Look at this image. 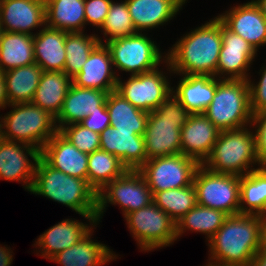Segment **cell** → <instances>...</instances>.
<instances>
[{"label":"cell","instance_id":"6","mask_svg":"<svg viewBox=\"0 0 266 266\" xmlns=\"http://www.w3.org/2000/svg\"><path fill=\"white\" fill-rule=\"evenodd\" d=\"M12 110L1 115L4 140L27 144L38 150L56 134L59 129L56 117L32 102L12 104Z\"/></svg>","mask_w":266,"mask_h":266},{"label":"cell","instance_id":"15","mask_svg":"<svg viewBox=\"0 0 266 266\" xmlns=\"http://www.w3.org/2000/svg\"><path fill=\"white\" fill-rule=\"evenodd\" d=\"M39 158L40 150L27 144L2 139L0 141V179L23 182L22 186L30 192Z\"/></svg>","mask_w":266,"mask_h":266},{"label":"cell","instance_id":"30","mask_svg":"<svg viewBox=\"0 0 266 266\" xmlns=\"http://www.w3.org/2000/svg\"><path fill=\"white\" fill-rule=\"evenodd\" d=\"M46 26L68 33L85 32V0H45Z\"/></svg>","mask_w":266,"mask_h":266},{"label":"cell","instance_id":"14","mask_svg":"<svg viewBox=\"0 0 266 266\" xmlns=\"http://www.w3.org/2000/svg\"><path fill=\"white\" fill-rule=\"evenodd\" d=\"M222 46L216 69L219 79L248 80V71L257 56L254 48L221 22Z\"/></svg>","mask_w":266,"mask_h":266},{"label":"cell","instance_id":"25","mask_svg":"<svg viewBox=\"0 0 266 266\" xmlns=\"http://www.w3.org/2000/svg\"><path fill=\"white\" fill-rule=\"evenodd\" d=\"M94 225L97 226V224L88 226L71 218L58 222L37 238L35 246L40 248L37 252L41 253V257L50 260L59 252L76 244L93 229Z\"/></svg>","mask_w":266,"mask_h":266},{"label":"cell","instance_id":"23","mask_svg":"<svg viewBox=\"0 0 266 266\" xmlns=\"http://www.w3.org/2000/svg\"><path fill=\"white\" fill-rule=\"evenodd\" d=\"M108 93L102 90L82 88L72 85L65 97L62 109L56 117V124L60 130L63 126L80 123L86 116L100 107Z\"/></svg>","mask_w":266,"mask_h":266},{"label":"cell","instance_id":"27","mask_svg":"<svg viewBox=\"0 0 266 266\" xmlns=\"http://www.w3.org/2000/svg\"><path fill=\"white\" fill-rule=\"evenodd\" d=\"M33 36L35 63L42 71H63L65 67L66 32L42 27Z\"/></svg>","mask_w":266,"mask_h":266},{"label":"cell","instance_id":"3","mask_svg":"<svg viewBox=\"0 0 266 266\" xmlns=\"http://www.w3.org/2000/svg\"><path fill=\"white\" fill-rule=\"evenodd\" d=\"M30 192L66 205L90 224H98L97 192L86 180L53 169L41 157L36 164Z\"/></svg>","mask_w":266,"mask_h":266},{"label":"cell","instance_id":"44","mask_svg":"<svg viewBox=\"0 0 266 266\" xmlns=\"http://www.w3.org/2000/svg\"><path fill=\"white\" fill-rule=\"evenodd\" d=\"M9 101L6 95L5 82H4V71L0 68V109L8 107Z\"/></svg>","mask_w":266,"mask_h":266},{"label":"cell","instance_id":"7","mask_svg":"<svg viewBox=\"0 0 266 266\" xmlns=\"http://www.w3.org/2000/svg\"><path fill=\"white\" fill-rule=\"evenodd\" d=\"M203 114L220 131L251 128L248 80L217 78L215 95Z\"/></svg>","mask_w":266,"mask_h":266},{"label":"cell","instance_id":"26","mask_svg":"<svg viewBox=\"0 0 266 266\" xmlns=\"http://www.w3.org/2000/svg\"><path fill=\"white\" fill-rule=\"evenodd\" d=\"M93 232L91 229L76 244L59 252L50 261L62 266H102L117 259L118 256L108 246L91 239Z\"/></svg>","mask_w":266,"mask_h":266},{"label":"cell","instance_id":"32","mask_svg":"<svg viewBox=\"0 0 266 266\" xmlns=\"http://www.w3.org/2000/svg\"><path fill=\"white\" fill-rule=\"evenodd\" d=\"M42 72V68L36 63L4 72L5 89L9 104L31 102Z\"/></svg>","mask_w":266,"mask_h":266},{"label":"cell","instance_id":"46","mask_svg":"<svg viewBox=\"0 0 266 266\" xmlns=\"http://www.w3.org/2000/svg\"><path fill=\"white\" fill-rule=\"evenodd\" d=\"M249 266H266V252L258 251Z\"/></svg>","mask_w":266,"mask_h":266},{"label":"cell","instance_id":"48","mask_svg":"<svg viewBox=\"0 0 266 266\" xmlns=\"http://www.w3.org/2000/svg\"><path fill=\"white\" fill-rule=\"evenodd\" d=\"M261 10V13L266 18V0H253Z\"/></svg>","mask_w":266,"mask_h":266},{"label":"cell","instance_id":"8","mask_svg":"<svg viewBox=\"0 0 266 266\" xmlns=\"http://www.w3.org/2000/svg\"><path fill=\"white\" fill-rule=\"evenodd\" d=\"M142 32L111 40L105 43L111 54L113 67L138 75L153 71L166 62L157 43ZM155 42V43H154ZM163 61V62H162Z\"/></svg>","mask_w":266,"mask_h":266},{"label":"cell","instance_id":"12","mask_svg":"<svg viewBox=\"0 0 266 266\" xmlns=\"http://www.w3.org/2000/svg\"><path fill=\"white\" fill-rule=\"evenodd\" d=\"M200 165L197 160L178 154L146 160L138 170L154 195L156 192L193 184L195 173Z\"/></svg>","mask_w":266,"mask_h":266},{"label":"cell","instance_id":"43","mask_svg":"<svg viewBox=\"0 0 266 266\" xmlns=\"http://www.w3.org/2000/svg\"><path fill=\"white\" fill-rule=\"evenodd\" d=\"M80 124L98 134H100L106 127H109L110 116L106 108V101L97 108V111L86 116Z\"/></svg>","mask_w":266,"mask_h":266},{"label":"cell","instance_id":"36","mask_svg":"<svg viewBox=\"0 0 266 266\" xmlns=\"http://www.w3.org/2000/svg\"><path fill=\"white\" fill-rule=\"evenodd\" d=\"M98 38L95 33L87 35L84 32H66L64 72L71 79L81 71L91 52L100 44Z\"/></svg>","mask_w":266,"mask_h":266},{"label":"cell","instance_id":"13","mask_svg":"<svg viewBox=\"0 0 266 266\" xmlns=\"http://www.w3.org/2000/svg\"><path fill=\"white\" fill-rule=\"evenodd\" d=\"M166 75L157 68L131 75L125 82L118 77L116 91L138 109L150 113L172 93V83Z\"/></svg>","mask_w":266,"mask_h":266},{"label":"cell","instance_id":"42","mask_svg":"<svg viewBox=\"0 0 266 266\" xmlns=\"http://www.w3.org/2000/svg\"><path fill=\"white\" fill-rule=\"evenodd\" d=\"M112 0H85L86 24L101 29L108 14Z\"/></svg>","mask_w":266,"mask_h":266},{"label":"cell","instance_id":"16","mask_svg":"<svg viewBox=\"0 0 266 266\" xmlns=\"http://www.w3.org/2000/svg\"><path fill=\"white\" fill-rule=\"evenodd\" d=\"M217 18L231 32L241 36L257 52L266 45V18L253 1L231 7Z\"/></svg>","mask_w":266,"mask_h":266},{"label":"cell","instance_id":"29","mask_svg":"<svg viewBox=\"0 0 266 266\" xmlns=\"http://www.w3.org/2000/svg\"><path fill=\"white\" fill-rule=\"evenodd\" d=\"M106 108L110 116V126L119 131L135 132L143 136L149 113L138 109L116 90L108 93Z\"/></svg>","mask_w":266,"mask_h":266},{"label":"cell","instance_id":"41","mask_svg":"<svg viewBox=\"0 0 266 266\" xmlns=\"http://www.w3.org/2000/svg\"><path fill=\"white\" fill-rule=\"evenodd\" d=\"M250 126L255 128V151L261 166H266V112L252 113ZM255 126V127H254Z\"/></svg>","mask_w":266,"mask_h":266},{"label":"cell","instance_id":"47","mask_svg":"<svg viewBox=\"0 0 266 266\" xmlns=\"http://www.w3.org/2000/svg\"><path fill=\"white\" fill-rule=\"evenodd\" d=\"M259 251L266 252V216H263V223L261 228V246Z\"/></svg>","mask_w":266,"mask_h":266},{"label":"cell","instance_id":"35","mask_svg":"<svg viewBox=\"0 0 266 266\" xmlns=\"http://www.w3.org/2000/svg\"><path fill=\"white\" fill-rule=\"evenodd\" d=\"M127 170L112 153L99 149L88 154L87 182L97 193Z\"/></svg>","mask_w":266,"mask_h":266},{"label":"cell","instance_id":"11","mask_svg":"<svg viewBox=\"0 0 266 266\" xmlns=\"http://www.w3.org/2000/svg\"><path fill=\"white\" fill-rule=\"evenodd\" d=\"M151 202H153V195L142 173L139 170L128 169L97 193V223L102 219L108 203L118 204L125 217Z\"/></svg>","mask_w":266,"mask_h":266},{"label":"cell","instance_id":"31","mask_svg":"<svg viewBox=\"0 0 266 266\" xmlns=\"http://www.w3.org/2000/svg\"><path fill=\"white\" fill-rule=\"evenodd\" d=\"M34 63L33 36L3 31L0 38V68L6 72Z\"/></svg>","mask_w":266,"mask_h":266},{"label":"cell","instance_id":"51","mask_svg":"<svg viewBox=\"0 0 266 266\" xmlns=\"http://www.w3.org/2000/svg\"><path fill=\"white\" fill-rule=\"evenodd\" d=\"M2 32H3V30H2L1 27H0V38H1Z\"/></svg>","mask_w":266,"mask_h":266},{"label":"cell","instance_id":"1","mask_svg":"<svg viewBox=\"0 0 266 266\" xmlns=\"http://www.w3.org/2000/svg\"><path fill=\"white\" fill-rule=\"evenodd\" d=\"M222 46L221 21L216 17L178 39L166 54L169 73L216 77Z\"/></svg>","mask_w":266,"mask_h":266},{"label":"cell","instance_id":"9","mask_svg":"<svg viewBox=\"0 0 266 266\" xmlns=\"http://www.w3.org/2000/svg\"><path fill=\"white\" fill-rule=\"evenodd\" d=\"M124 218L141 251L161 249L177 240L176 222L154 202L130 212Z\"/></svg>","mask_w":266,"mask_h":266},{"label":"cell","instance_id":"10","mask_svg":"<svg viewBox=\"0 0 266 266\" xmlns=\"http://www.w3.org/2000/svg\"><path fill=\"white\" fill-rule=\"evenodd\" d=\"M193 185L197 204L228 216L240 214V176L212 172L200 165Z\"/></svg>","mask_w":266,"mask_h":266},{"label":"cell","instance_id":"17","mask_svg":"<svg viewBox=\"0 0 266 266\" xmlns=\"http://www.w3.org/2000/svg\"><path fill=\"white\" fill-rule=\"evenodd\" d=\"M46 26L45 0H4L0 2V27L3 31L24 33Z\"/></svg>","mask_w":266,"mask_h":266},{"label":"cell","instance_id":"38","mask_svg":"<svg viewBox=\"0 0 266 266\" xmlns=\"http://www.w3.org/2000/svg\"><path fill=\"white\" fill-rule=\"evenodd\" d=\"M106 42L102 38H98L100 44H105L111 40L134 35L136 30L126 1L115 2L112 1L105 22L100 30ZM108 37V38H107Z\"/></svg>","mask_w":266,"mask_h":266},{"label":"cell","instance_id":"39","mask_svg":"<svg viewBox=\"0 0 266 266\" xmlns=\"http://www.w3.org/2000/svg\"><path fill=\"white\" fill-rule=\"evenodd\" d=\"M59 132L81 152L90 154L100 149V134L80 123L63 126Z\"/></svg>","mask_w":266,"mask_h":266},{"label":"cell","instance_id":"50","mask_svg":"<svg viewBox=\"0 0 266 266\" xmlns=\"http://www.w3.org/2000/svg\"><path fill=\"white\" fill-rule=\"evenodd\" d=\"M206 264L207 265H205V266H224V265L213 264V263H210V262H208Z\"/></svg>","mask_w":266,"mask_h":266},{"label":"cell","instance_id":"18","mask_svg":"<svg viewBox=\"0 0 266 266\" xmlns=\"http://www.w3.org/2000/svg\"><path fill=\"white\" fill-rule=\"evenodd\" d=\"M40 157L53 169L87 181L88 154L77 149L59 131L43 146Z\"/></svg>","mask_w":266,"mask_h":266},{"label":"cell","instance_id":"24","mask_svg":"<svg viewBox=\"0 0 266 266\" xmlns=\"http://www.w3.org/2000/svg\"><path fill=\"white\" fill-rule=\"evenodd\" d=\"M172 94L190 114H203L210 105L217 87V77L211 75H182Z\"/></svg>","mask_w":266,"mask_h":266},{"label":"cell","instance_id":"2","mask_svg":"<svg viewBox=\"0 0 266 266\" xmlns=\"http://www.w3.org/2000/svg\"><path fill=\"white\" fill-rule=\"evenodd\" d=\"M263 216L229 215L208 241L209 262L224 266H249L261 246Z\"/></svg>","mask_w":266,"mask_h":266},{"label":"cell","instance_id":"33","mask_svg":"<svg viewBox=\"0 0 266 266\" xmlns=\"http://www.w3.org/2000/svg\"><path fill=\"white\" fill-rule=\"evenodd\" d=\"M240 214L266 216V166L240 176Z\"/></svg>","mask_w":266,"mask_h":266},{"label":"cell","instance_id":"34","mask_svg":"<svg viewBox=\"0 0 266 266\" xmlns=\"http://www.w3.org/2000/svg\"><path fill=\"white\" fill-rule=\"evenodd\" d=\"M227 217L222 211L196 204L176 223V237L179 239L190 230L207 235L205 238L209 241Z\"/></svg>","mask_w":266,"mask_h":266},{"label":"cell","instance_id":"20","mask_svg":"<svg viewBox=\"0 0 266 266\" xmlns=\"http://www.w3.org/2000/svg\"><path fill=\"white\" fill-rule=\"evenodd\" d=\"M219 133L220 130L204 114H190L181 128V154L202 164Z\"/></svg>","mask_w":266,"mask_h":266},{"label":"cell","instance_id":"40","mask_svg":"<svg viewBox=\"0 0 266 266\" xmlns=\"http://www.w3.org/2000/svg\"><path fill=\"white\" fill-rule=\"evenodd\" d=\"M266 66V65H265ZM260 69V80L256 83L248 78L250 109L252 113L266 112V67Z\"/></svg>","mask_w":266,"mask_h":266},{"label":"cell","instance_id":"45","mask_svg":"<svg viewBox=\"0 0 266 266\" xmlns=\"http://www.w3.org/2000/svg\"><path fill=\"white\" fill-rule=\"evenodd\" d=\"M12 250L0 245V266H10L13 261Z\"/></svg>","mask_w":266,"mask_h":266},{"label":"cell","instance_id":"37","mask_svg":"<svg viewBox=\"0 0 266 266\" xmlns=\"http://www.w3.org/2000/svg\"><path fill=\"white\" fill-rule=\"evenodd\" d=\"M153 202L177 223L197 204L196 190L191 184L187 187L156 192Z\"/></svg>","mask_w":266,"mask_h":266},{"label":"cell","instance_id":"5","mask_svg":"<svg viewBox=\"0 0 266 266\" xmlns=\"http://www.w3.org/2000/svg\"><path fill=\"white\" fill-rule=\"evenodd\" d=\"M250 130L244 127L220 131L209 156L201 165L212 172L237 176L262 167L255 151V136ZM254 164L258 167L252 168Z\"/></svg>","mask_w":266,"mask_h":266},{"label":"cell","instance_id":"19","mask_svg":"<svg viewBox=\"0 0 266 266\" xmlns=\"http://www.w3.org/2000/svg\"><path fill=\"white\" fill-rule=\"evenodd\" d=\"M116 73L109 49L105 44H99L91 52L81 71L72 78V83L78 87L109 93L116 90L119 77Z\"/></svg>","mask_w":266,"mask_h":266},{"label":"cell","instance_id":"28","mask_svg":"<svg viewBox=\"0 0 266 266\" xmlns=\"http://www.w3.org/2000/svg\"><path fill=\"white\" fill-rule=\"evenodd\" d=\"M71 85L65 72L43 71L31 102L57 117Z\"/></svg>","mask_w":266,"mask_h":266},{"label":"cell","instance_id":"21","mask_svg":"<svg viewBox=\"0 0 266 266\" xmlns=\"http://www.w3.org/2000/svg\"><path fill=\"white\" fill-rule=\"evenodd\" d=\"M100 149L118 157L130 170H138L147 160L143 136L111 126L100 133Z\"/></svg>","mask_w":266,"mask_h":266},{"label":"cell","instance_id":"4","mask_svg":"<svg viewBox=\"0 0 266 266\" xmlns=\"http://www.w3.org/2000/svg\"><path fill=\"white\" fill-rule=\"evenodd\" d=\"M189 115L172 93L149 113L143 135L147 160L181 154V128Z\"/></svg>","mask_w":266,"mask_h":266},{"label":"cell","instance_id":"49","mask_svg":"<svg viewBox=\"0 0 266 266\" xmlns=\"http://www.w3.org/2000/svg\"><path fill=\"white\" fill-rule=\"evenodd\" d=\"M3 139L2 135V121H1V116H0V141Z\"/></svg>","mask_w":266,"mask_h":266},{"label":"cell","instance_id":"22","mask_svg":"<svg viewBox=\"0 0 266 266\" xmlns=\"http://www.w3.org/2000/svg\"><path fill=\"white\" fill-rule=\"evenodd\" d=\"M138 32L149 31L174 19L187 0H125Z\"/></svg>","mask_w":266,"mask_h":266}]
</instances>
